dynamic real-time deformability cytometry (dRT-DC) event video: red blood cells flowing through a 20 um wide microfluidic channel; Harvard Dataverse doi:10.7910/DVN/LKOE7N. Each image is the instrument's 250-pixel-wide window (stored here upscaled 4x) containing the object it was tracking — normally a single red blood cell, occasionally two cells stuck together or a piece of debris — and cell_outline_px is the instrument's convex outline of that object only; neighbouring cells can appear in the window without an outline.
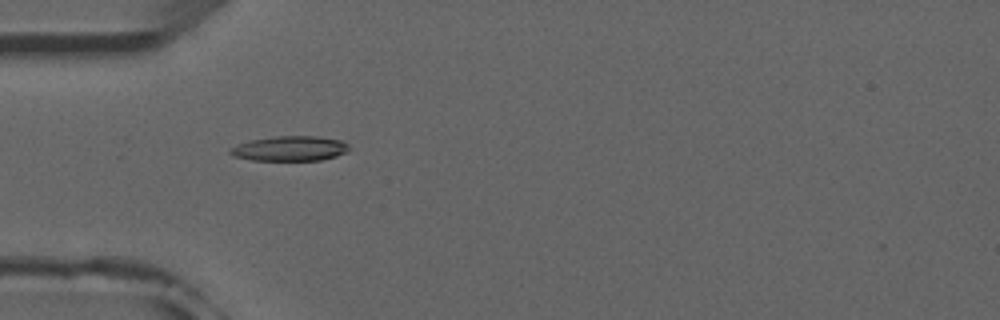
{"species": "common noctule bat (a hibernating species)", "species_latin": "Nyctalus noctula", "temperature_condition": "room temperature", "stored_images_in_passage": 44, "camera_frame_rate_fps": 3000, "um_per_image_px": 0.085, "animal": {"sex": "male", "forearm_length_mm": 52.5}, "frame": {"image": 1, "passage_image": 8, "time_ms": 2.333, "image_size_px": [1000, 320], "cell_outline_px": [[352, 148], [348, 152], [336, 156], [320, 160], [252, 160], [232, 156], [228, 152], [228, 148], [236, 144], [252, 140], [276, 136], [316, 136], [344, 140]], "centroid_in_image_um": [24.66, 12.62], "position_along_channel_um": 60.3, "area_um2": 17.51}}
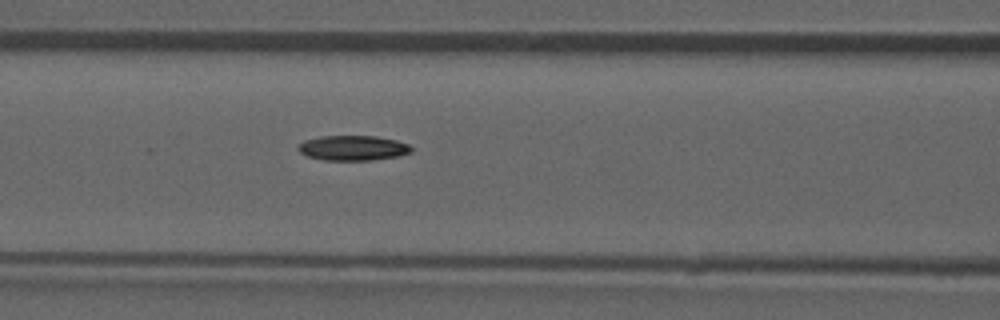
{"frame": {"image": 2, "passage_image": 14, "time_ms": 4.333, "image_size_px": [1000, 320], "cell_outline_px": [[412, 152], [400, 156], [372, 160], [324, 160], [308, 156], [300, 152], [296, 148], [304, 140], [320, 136], [376, 136], [396, 140], [408, 144], [412, 148]], "centroid_in_image_um": [30.01, 12.58], "position_along_channel_um": 136.6, "area_um2": 16.53}}
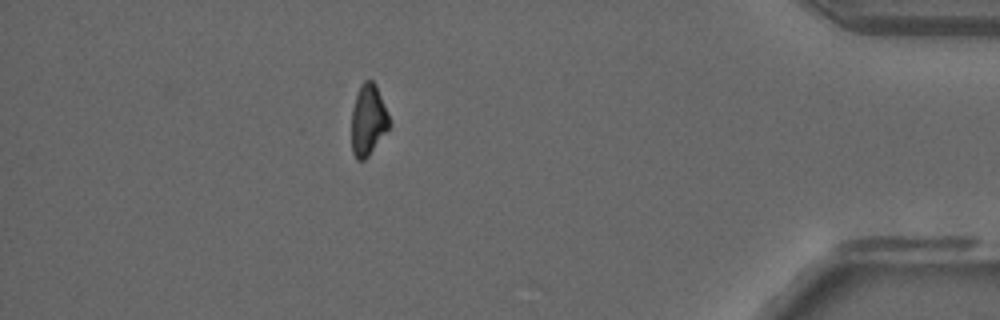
{"frame": {"image": 3, "passage_image": 38, "time_ms": 12.333, "image_size_px": [1000, 320], "cell_outline_px": [[392, 124], [368, 156], [364, 160], [356, 160], [352, 152], [352, 108], [360, 84], [364, 80], [372, 80], [376, 84]], "centroid_in_image_um": [31.3, 10.2], "position_along_channel_um": 403.9, "area_um2": 15.66}}